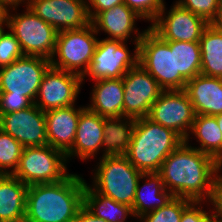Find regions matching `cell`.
I'll use <instances>...</instances> for the list:
<instances>
[{"mask_svg":"<svg viewBox=\"0 0 222 222\" xmlns=\"http://www.w3.org/2000/svg\"><path fill=\"white\" fill-rule=\"evenodd\" d=\"M28 7L58 32L91 23L86 0H29Z\"/></svg>","mask_w":222,"mask_h":222,"instance_id":"9a60e30c","label":"cell"},{"mask_svg":"<svg viewBox=\"0 0 222 222\" xmlns=\"http://www.w3.org/2000/svg\"><path fill=\"white\" fill-rule=\"evenodd\" d=\"M141 18L134 10L125 3L119 4L98 13L91 23L99 34L100 31L108 34L105 39L127 41L139 44L145 30L141 32L136 28V23ZM134 35V36H133Z\"/></svg>","mask_w":222,"mask_h":222,"instance_id":"e0dca14e","label":"cell"},{"mask_svg":"<svg viewBox=\"0 0 222 222\" xmlns=\"http://www.w3.org/2000/svg\"><path fill=\"white\" fill-rule=\"evenodd\" d=\"M86 181L69 173L63 180L28 186L24 222H72L84 205Z\"/></svg>","mask_w":222,"mask_h":222,"instance_id":"7a4b0ae2","label":"cell"},{"mask_svg":"<svg viewBox=\"0 0 222 222\" xmlns=\"http://www.w3.org/2000/svg\"><path fill=\"white\" fill-rule=\"evenodd\" d=\"M139 64L163 90H176L175 49L149 26L139 42Z\"/></svg>","mask_w":222,"mask_h":222,"instance_id":"9c48e42d","label":"cell"},{"mask_svg":"<svg viewBox=\"0 0 222 222\" xmlns=\"http://www.w3.org/2000/svg\"><path fill=\"white\" fill-rule=\"evenodd\" d=\"M170 49H175L176 90H182L188 80L201 72L200 43L170 41Z\"/></svg>","mask_w":222,"mask_h":222,"instance_id":"484cf974","label":"cell"},{"mask_svg":"<svg viewBox=\"0 0 222 222\" xmlns=\"http://www.w3.org/2000/svg\"><path fill=\"white\" fill-rule=\"evenodd\" d=\"M208 222H222V221L217 220L214 216H212V218Z\"/></svg>","mask_w":222,"mask_h":222,"instance_id":"7bdbcfd3","label":"cell"},{"mask_svg":"<svg viewBox=\"0 0 222 222\" xmlns=\"http://www.w3.org/2000/svg\"><path fill=\"white\" fill-rule=\"evenodd\" d=\"M85 108L72 105L44 112L48 145L66 154L73 146L80 113Z\"/></svg>","mask_w":222,"mask_h":222,"instance_id":"d6986e66","label":"cell"},{"mask_svg":"<svg viewBox=\"0 0 222 222\" xmlns=\"http://www.w3.org/2000/svg\"><path fill=\"white\" fill-rule=\"evenodd\" d=\"M143 179V185L140 181ZM174 195L164 187L158 172L142 173L138 181L132 210L136 220L169 203Z\"/></svg>","mask_w":222,"mask_h":222,"instance_id":"7402d4cb","label":"cell"},{"mask_svg":"<svg viewBox=\"0 0 222 222\" xmlns=\"http://www.w3.org/2000/svg\"><path fill=\"white\" fill-rule=\"evenodd\" d=\"M50 66L47 58L23 55L10 65L0 67V92L24 95L34 103L44 73Z\"/></svg>","mask_w":222,"mask_h":222,"instance_id":"30bf717a","label":"cell"},{"mask_svg":"<svg viewBox=\"0 0 222 222\" xmlns=\"http://www.w3.org/2000/svg\"><path fill=\"white\" fill-rule=\"evenodd\" d=\"M84 206L107 222H127L129 216L135 218L132 207L95 192L87 182L84 190Z\"/></svg>","mask_w":222,"mask_h":222,"instance_id":"83f0119b","label":"cell"},{"mask_svg":"<svg viewBox=\"0 0 222 222\" xmlns=\"http://www.w3.org/2000/svg\"><path fill=\"white\" fill-rule=\"evenodd\" d=\"M135 119L129 117H104L102 156H124L129 148Z\"/></svg>","mask_w":222,"mask_h":222,"instance_id":"cb8c5ba5","label":"cell"},{"mask_svg":"<svg viewBox=\"0 0 222 222\" xmlns=\"http://www.w3.org/2000/svg\"><path fill=\"white\" fill-rule=\"evenodd\" d=\"M208 25L205 19L175 2L169 11L164 4L149 27L165 41L199 42Z\"/></svg>","mask_w":222,"mask_h":222,"instance_id":"7c38bea8","label":"cell"},{"mask_svg":"<svg viewBox=\"0 0 222 222\" xmlns=\"http://www.w3.org/2000/svg\"><path fill=\"white\" fill-rule=\"evenodd\" d=\"M7 24H0V34L3 32L4 27L6 28Z\"/></svg>","mask_w":222,"mask_h":222,"instance_id":"ee69618b","label":"cell"},{"mask_svg":"<svg viewBox=\"0 0 222 222\" xmlns=\"http://www.w3.org/2000/svg\"><path fill=\"white\" fill-rule=\"evenodd\" d=\"M103 125L104 117L90 111L87 107L80 113L75 141L72 148L65 154L67 162L74 156L82 161H88L100 154L103 142Z\"/></svg>","mask_w":222,"mask_h":222,"instance_id":"ac0fdd59","label":"cell"},{"mask_svg":"<svg viewBox=\"0 0 222 222\" xmlns=\"http://www.w3.org/2000/svg\"><path fill=\"white\" fill-rule=\"evenodd\" d=\"M29 0H0L2 5L7 11L15 10L19 8L21 4H25V8L28 7Z\"/></svg>","mask_w":222,"mask_h":222,"instance_id":"f35d334b","label":"cell"},{"mask_svg":"<svg viewBox=\"0 0 222 222\" xmlns=\"http://www.w3.org/2000/svg\"><path fill=\"white\" fill-rule=\"evenodd\" d=\"M191 200L173 197L165 206L139 217V222H180L183 209Z\"/></svg>","mask_w":222,"mask_h":222,"instance_id":"f546056e","label":"cell"},{"mask_svg":"<svg viewBox=\"0 0 222 222\" xmlns=\"http://www.w3.org/2000/svg\"><path fill=\"white\" fill-rule=\"evenodd\" d=\"M8 11L0 5V24H7Z\"/></svg>","mask_w":222,"mask_h":222,"instance_id":"ab89813d","label":"cell"},{"mask_svg":"<svg viewBox=\"0 0 222 222\" xmlns=\"http://www.w3.org/2000/svg\"><path fill=\"white\" fill-rule=\"evenodd\" d=\"M82 77L50 66L44 73L34 104L43 112L76 105Z\"/></svg>","mask_w":222,"mask_h":222,"instance_id":"4fadbf2b","label":"cell"},{"mask_svg":"<svg viewBox=\"0 0 222 222\" xmlns=\"http://www.w3.org/2000/svg\"><path fill=\"white\" fill-rule=\"evenodd\" d=\"M222 172L220 171L214 184V195L211 201L213 216L222 221Z\"/></svg>","mask_w":222,"mask_h":222,"instance_id":"8d00e7d4","label":"cell"},{"mask_svg":"<svg viewBox=\"0 0 222 222\" xmlns=\"http://www.w3.org/2000/svg\"><path fill=\"white\" fill-rule=\"evenodd\" d=\"M72 222H107V221L95 216L83 205L77 212Z\"/></svg>","mask_w":222,"mask_h":222,"instance_id":"74e56055","label":"cell"},{"mask_svg":"<svg viewBox=\"0 0 222 222\" xmlns=\"http://www.w3.org/2000/svg\"><path fill=\"white\" fill-rule=\"evenodd\" d=\"M204 203L207 206L211 204L210 202L208 204L207 201H191L183 209L180 222H208L213 216V208L210 207V210L206 211L202 207Z\"/></svg>","mask_w":222,"mask_h":222,"instance_id":"e575fe53","label":"cell"},{"mask_svg":"<svg viewBox=\"0 0 222 222\" xmlns=\"http://www.w3.org/2000/svg\"><path fill=\"white\" fill-rule=\"evenodd\" d=\"M199 43L202 57L200 74L222 78V33L210 23Z\"/></svg>","mask_w":222,"mask_h":222,"instance_id":"4316f807","label":"cell"},{"mask_svg":"<svg viewBox=\"0 0 222 222\" xmlns=\"http://www.w3.org/2000/svg\"><path fill=\"white\" fill-rule=\"evenodd\" d=\"M96 35L92 23L80 29L58 32L56 47L50 59L51 66L83 77L100 39Z\"/></svg>","mask_w":222,"mask_h":222,"instance_id":"5b68a950","label":"cell"},{"mask_svg":"<svg viewBox=\"0 0 222 222\" xmlns=\"http://www.w3.org/2000/svg\"><path fill=\"white\" fill-rule=\"evenodd\" d=\"M190 134L194 135L200 146L195 147L189 144L192 138ZM185 142L202 153L209 154L222 165V134L214 116L196 115Z\"/></svg>","mask_w":222,"mask_h":222,"instance_id":"d4e9b609","label":"cell"},{"mask_svg":"<svg viewBox=\"0 0 222 222\" xmlns=\"http://www.w3.org/2000/svg\"><path fill=\"white\" fill-rule=\"evenodd\" d=\"M196 112L184 89L163 90L150 109L148 118L176 132L184 141L192 128Z\"/></svg>","mask_w":222,"mask_h":222,"instance_id":"8fae6325","label":"cell"},{"mask_svg":"<svg viewBox=\"0 0 222 222\" xmlns=\"http://www.w3.org/2000/svg\"><path fill=\"white\" fill-rule=\"evenodd\" d=\"M98 161L92 170L94 175L90 187L103 196L132 207L142 172L125 156H103Z\"/></svg>","mask_w":222,"mask_h":222,"instance_id":"277c9868","label":"cell"},{"mask_svg":"<svg viewBox=\"0 0 222 222\" xmlns=\"http://www.w3.org/2000/svg\"><path fill=\"white\" fill-rule=\"evenodd\" d=\"M90 104L86 107L98 115L110 117L123 116L124 86L121 78L100 79L93 83Z\"/></svg>","mask_w":222,"mask_h":222,"instance_id":"44dd1931","label":"cell"},{"mask_svg":"<svg viewBox=\"0 0 222 222\" xmlns=\"http://www.w3.org/2000/svg\"><path fill=\"white\" fill-rule=\"evenodd\" d=\"M0 128L24 148L48 145L45 113L35 104L0 117Z\"/></svg>","mask_w":222,"mask_h":222,"instance_id":"2e32d148","label":"cell"},{"mask_svg":"<svg viewBox=\"0 0 222 222\" xmlns=\"http://www.w3.org/2000/svg\"><path fill=\"white\" fill-rule=\"evenodd\" d=\"M184 90L196 115L215 116L222 113V78L198 74L187 81Z\"/></svg>","mask_w":222,"mask_h":222,"instance_id":"ffe728a7","label":"cell"},{"mask_svg":"<svg viewBox=\"0 0 222 222\" xmlns=\"http://www.w3.org/2000/svg\"><path fill=\"white\" fill-rule=\"evenodd\" d=\"M213 24L222 33V12L219 14L218 18L213 22Z\"/></svg>","mask_w":222,"mask_h":222,"instance_id":"60d3db41","label":"cell"},{"mask_svg":"<svg viewBox=\"0 0 222 222\" xmlns=\"http://www.w3.org/2000/svg\"><path fill=\"white\" fill-rule=\"evenodd\" d=\"M87 10L92 20L98 13L122 4L123 0H86Z\"/></svg>","mask_w":222,"mask_h":222,"instance_id":"d590c367","label":"cell"},{"mask_svg":"<svg viewBox=\"0 0 222 222\" xmlns=\"http://www.w3.org/2000/svg\"><path fill=\"white\" fill-rule=\"evenodd\" d=\"M220 171L222 165L213 157L184 141L166 157L158 173L174 197L211 203Z\"/></svg>","mask_w":222,"mask_h":222,"instance_id":"6da1fadb","label":"cell"},{"mask_svg":"<svg viewBox=\"0 0 222 222\" xmlns=\"http://www.w3.org/2000/svg\"><path fill=\"white\" fill-rule=\"evenodd\" d=\"M122 80L124 86L123 116L133 119L148 117L152 104L163 89L140 64L129 69Z\"/></svg>","mask_w":222,"mask_h":222,"instance_id":"5bb4252c","label":"cell"},{"mask_svg":"<svg viewBox=\"0 0 222 222\" xmlns=\"http://www.w3.org/2000/svg\"><path fill=\"white\" fill-rule=\"evenodd\" d=\"M129 8L134 10L143 21L152 23L164 7V0H123Z\"/></svg>","mask_w":222,"mask_h":222,"instance_id":"d6a6232c","label":"cell"},{"mask_svg":"<svg viewBox=\"0 0 222 222\" xmlns=\"http://www.w3.org/2000/svg\"><path fill=\"white\" fill-rule=\"evenodd\" d=\"M214 117L216 118L217 124H218L221 134H222V113L215 115Z\"/></svg>","mask_w":222,"mask_h":222,"instance_id":"b9f144b4","label":"cell"},{"mask_svg":"<svg viewBox=\"0 0 222 222\" xmlns=\"http://www.w3.org/2000/svg\"><path fill=\"white\" fill-rule=\"evenodd\" d=\"M28 185L13 175H0V222H24Z\"/></svg>","mask_w":222,"mask_h":222,"instance_id":"603a6c76","label":"cell"},{"mask_svg":"<svg viewBox=\"0 0 222 222\" xmlns=\"http://www.w3.org/2000/svg\"><path fill=\"white\" fill-rule=\"evenodd\" d=\"M33 104L34 103L24 95H11V92H0V117L3 114L26 109Z\"/></svg>","mask_w":222,"mask_h":222,"instance_id":"836d02e7","label":"cell"},{"mask_svg":"<svg viewBox=\"0 0 222 222\" xmlns=\"http://www.w3.org/2000/svg\"><path fill=\"white\" fill-rule=\"evenodd\" d=\"M131 54L127 41L101 39L98 40L90 66L84 76L93 81L123 77L127 71L139 64V44H134Z\"/></svg>","mask_w":222,"mask_h":222,"instance_id":"ba28073f","label":"cell"},{"mask_svg":"<svg viewBox=\"0 0 222 222\" xmlns=\"http://www.w3.org/2000/svg\"><path fill=\"white\" fill-rule=\"evenodd\" d=\"M16 11H8L6 27L18 40L22 53L50 60L56 47L58 31L29 7L23 13Z\"/></svg>","mask_w":222,"mask_h":222,"instance_id":"8992f818","label":"cell"},{"mask_svg":"<svg viewBox=\"0 0 222 222\" xmlns=\"http://www.w3.org/2000/svg\"><path fill=\"white\" fill-rule=\"evenodd\" d=\"M183 142L173 130L148 117L139 118L124 156L142 173L159 172L166 157Z\"/></svg>","mask_w":222,"mask_h":222,"instance_id":"3957f363","label":"cell"},{"mask_svg":"<svg viewBox=\"0 0 222 222\" xmlns=\"http://www.w3.org/2000/svg\"><path fill=\"white\" fill-rule=\"evenodd\" d=\"M23 55L18 40L4 29L0 34V67L10 65Z\"/></svg>","mask_w":222,"mask_h":222,"instance_id":"1f68e13d","label":"cell"},{"mask_svg":"<svg viewBox=\"0 0 222 222\" xmlns=\"http://www.w3.org/2000/svg\"><path fill=\"white\" fill-rule=\"evenodd\" d=\"M24 147L0 128V175H13ZM11 171H10V170Z\"/></svg>","mask_w":222,"mask_h":222,"instance_id":"f1b7e54d","label":"cell"},{"mask_svg":"<svg viewBox=\"0 0 222 222\" xmlns=\"http://www.w3.org/2000/svg\"><path fill=\"white\" fill-rule=\"evenodd\" d=\"M67 163L66 155L50 145L25 147L13 176L28 186L58 182L69 174Z\"/></svg>","mask_w":222,"mask_h":222,"instance_id":"52a82bcc","label":"cell"},{"mask_svg":"<svg viewBox=\"0 0 222 222\" xmlns=\"http://www.w3.org/2000/svg\"><path fill=\"white\" fill-rule=\"evenodd\" d=\"M183 8L213 23L222 12V0H176Z\"/></svg>","mask_w":222,"mask_h":222,"instance_id":"4dcf8cb0","label":"cell"}]
</instances>
